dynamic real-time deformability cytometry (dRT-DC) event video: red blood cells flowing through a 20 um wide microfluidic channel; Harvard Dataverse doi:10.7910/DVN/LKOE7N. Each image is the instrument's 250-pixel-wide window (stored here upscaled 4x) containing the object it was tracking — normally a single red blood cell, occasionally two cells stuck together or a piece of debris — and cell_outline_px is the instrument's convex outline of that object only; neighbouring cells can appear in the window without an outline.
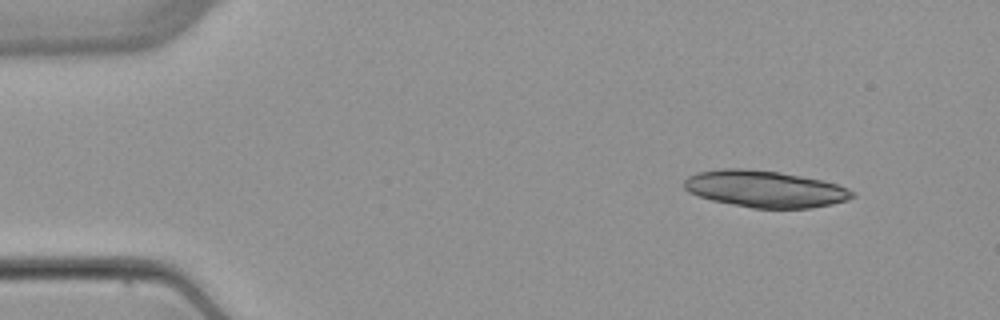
{"species": "common noctule bat (a hibernating species)", "species_latin": "Nyctalus noctula", "temperature_condition": "warm", "stored_images_in_passage": 5, "camera_frame_rate_fps": 3000, "um_per_image_px": 0.085, "animal": {"sex": "female", "body_mass_g": 22.7, "forearm_length_mm": 54.2}, "frame": {"image": 1, "passage_image": 1, "time_ms": 0.0, "image_size_px": [1000, 320], "cell_outline_px": [[856, 196], [848, 200], [832, 204], [808, 208], [752, 208], [712, 200], [688, 192], [684, 188], [684, 180], [688, 176], [696, 172], [724, 168], [744, 168], [780, 172], [820, 180], [836, 184], [848, 188]], "centroid_in_image_um": [65.0, 16.05], "position_along_channel_um": 20.0, "area_um2": 35.89}}
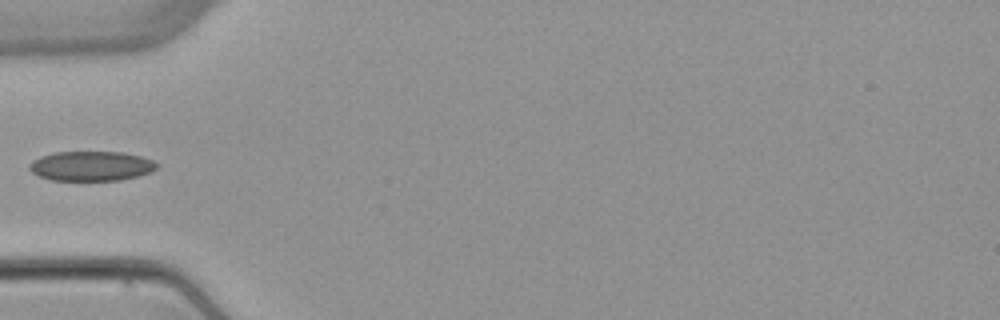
{"frame": {"image": 2, "passage_image": 4, "time_ms": 4.0, "image_size_px": [1000, 320], "cell_outline_px": [[160, 164], [156, 168], [148, 172], [136, 176], [120, 180], [52, 180], [40, 176], [32, 172], [28, 168], [28, 164], [32, 160], [40, 156], [56, 152], [124, 152], [140, 156], [152, 160]], "centroid_in_image_um": [7.72, 14.1], "position_along_channel_um": 77.3, "area_um2": 21.96}}
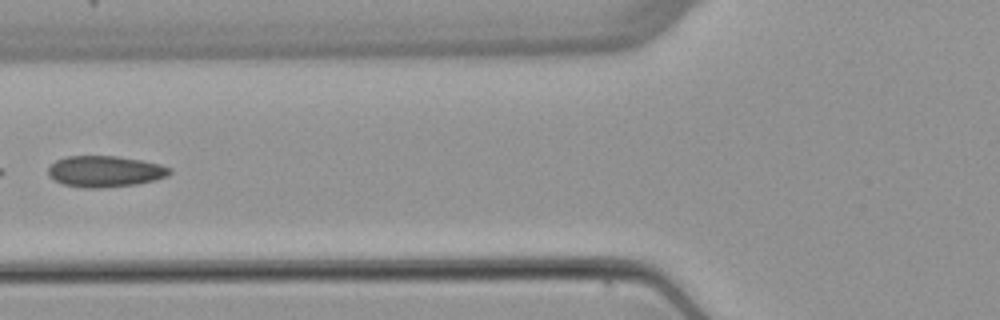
{"frame": {"image": 3, "passage_image": 5, "time_ms": 5.0, "image_size_px": [1000, 320], "cell_outline_px": [[172, 172], [168, 176], [156, 180], [136, 184], [100, 188], [84, 188], [64, 184], [48, 176], [48, 168], [56, 160], [68, 156], [120, 156], [144, 160], [160, 164], [172, 168]], "centroid_in_image_um": [8.97, 14.56], "position_along_channel_um": 116.8, "area_um2": 22.25}}